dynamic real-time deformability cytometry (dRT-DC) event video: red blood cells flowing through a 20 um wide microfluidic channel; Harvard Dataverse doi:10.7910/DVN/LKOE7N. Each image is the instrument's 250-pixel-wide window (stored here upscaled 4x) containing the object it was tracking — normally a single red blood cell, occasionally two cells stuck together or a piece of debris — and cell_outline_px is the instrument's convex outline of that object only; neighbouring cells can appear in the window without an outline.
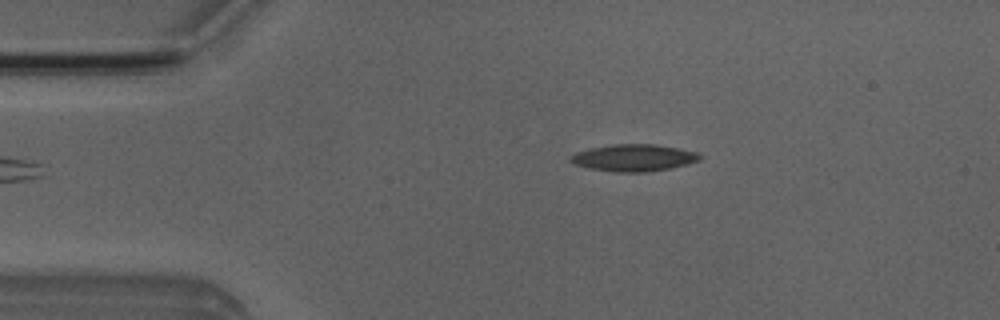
{"species": "Egyptian fruit bat (a non-hibernating species)", "species_latin": "Rousettus aegyptiacus", "temperature_condition": "room temperature", "stored_images_in_passage": 37, "camera_frame_rate_fps": 3000, "um_per_image_px": 0.085, "animal": {"sex": "male"}, "frame": {"image": 1, "passage_image": 1, "time_ms": 0.0, "image_size_px": [1000, 320], "cell_outline_px": [[700, 160], [688, 164], [672, 168], [644, 172], [616, 172], [588, 168], [572, 164], [568, 160], [568, 156], [576, 152], [592, 148], [616, 144], [656, 144], [680, 148], [696, 152], [700, 156]], "centroid_in_image_um": [53.84, 13.41], "position_along_channel_um": 31.2, "area_um2": 20.4}}
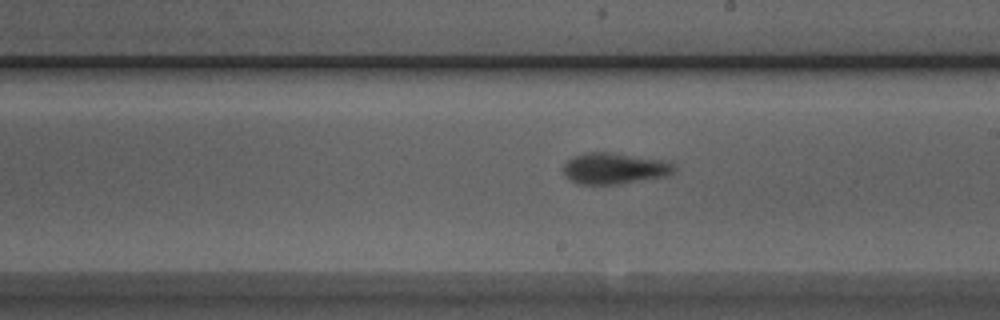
{"frame": {"image": 2, "passage_image": 20, "time_ms": 6.333, "image_size_px": [1000, 320], "cell_outline_px": [[676, 172], [668, 176], [620, 184], [576, 184], [564, 176], [564, 164], [572, 156], [584, 152], [608, 152], [672, 160], [676, 164]], "centroid_in_image_um": [52.3, 14.31], "position_along_channel_um": 236.7, "area_um2": 20.81}}
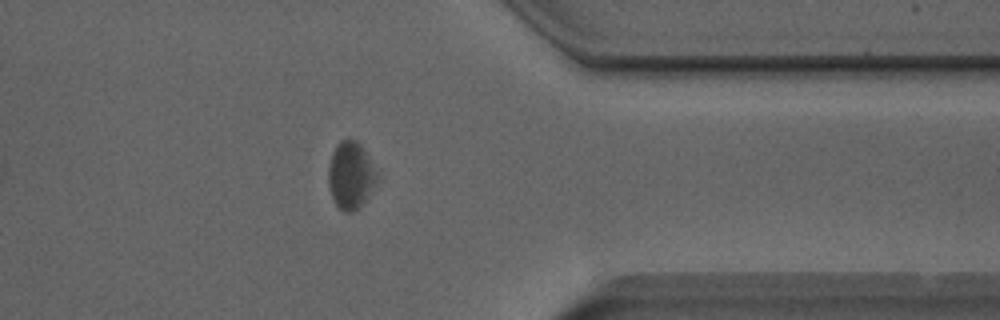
{"frame": {"image": 3, "passage_image": 32, "time_ms": 10.333, "image_size_px": [1000, 320], "cell_outline_px": [[376, 180], [364, 200], [352, 212], [344, 212], [336, 204], [332, 196], [328, 184], [328, 168], [332, 152], [336, 144], [340, 140], [356, 140], [364, 148], [376, 172]], "centroid_in_image_um": [29.76, 14.86], "position_along_channel_um": 381.6, "area_um2": 18.5}, "authors_computed_cell_mechanics": {"area_um2": 20.1144, "velocity_mm_per_s": 3.9373, "shape_relaxation_time_tau1_ms": 2.7016, "shape_relaxation_time_tau2_ms": 2.4153, "deformation_change_tau1": 0.1199, "deformation_change_tau2": 0.0899}}